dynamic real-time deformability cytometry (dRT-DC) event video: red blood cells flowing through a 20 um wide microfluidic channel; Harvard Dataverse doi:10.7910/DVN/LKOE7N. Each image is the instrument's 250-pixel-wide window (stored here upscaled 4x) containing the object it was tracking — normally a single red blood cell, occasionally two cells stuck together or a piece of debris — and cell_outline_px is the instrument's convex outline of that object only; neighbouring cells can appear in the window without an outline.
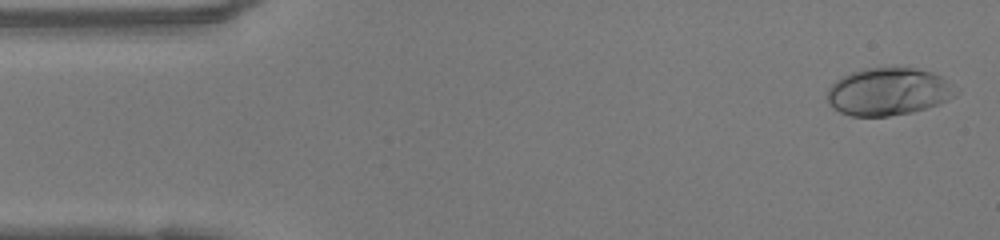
{"species": "human", "species_latin": "Homo sapiens", "temperature_condition": "warm", "stored_images_in_passage": 47, "camera_frame_rate_fps": 3000, "um_per_image_px": 0.085, "donor": {"sex": "female"}, "frame": {"image": 1, "passage_image": 1, "time_ms": 0.0, "image_size_px": [1000, 240], "cell_outline_px": [[960, 92], [956, 96], [948, 100], [912, 112], [888, 116], [852, 116], [840, 112], [832, 108], [828, 104], [828, 88], [836, 80], [852, 72], [864, 68], [916, 68], [932, 72], [940, 76]], "centroid_in_image_um": [75.5, 7.79], "position_along_channel_um": 9.5, "area_um2": 35.43}}
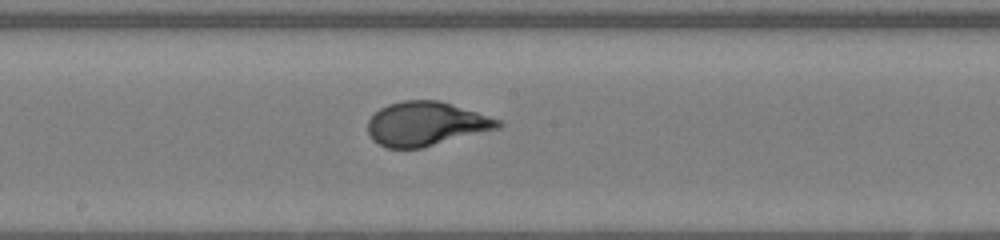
{"frame": {"image": 2, "passage_image": 24, "time_ms": 7.667, "image_size_px": [1000, 240], "cell_outline_px": [[504, 124], [500, 128], [424, 148], [384, 148], [372, 140], [368, 132], [368, 120], [380, 108], [388, 104], [404, 100], [440, 100], [500, 120]], "centroid_in_image_um": [36.2, 10.54], "position_along_channel_um": 212.0, "area_um2": 33.58}}
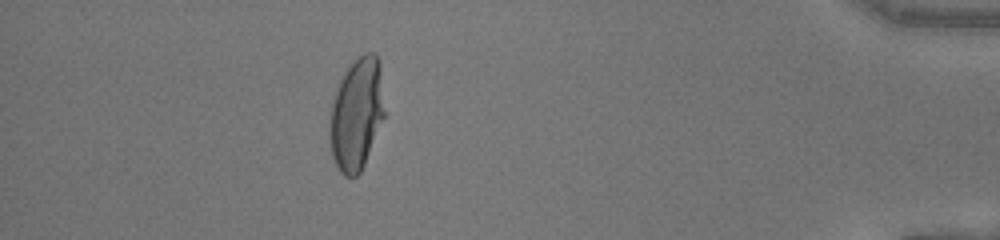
{"frame": {"image": 3, "passage_image": 42, "time_ms": 13.667, "image_size_px": [1000, 240], "cell_outline_px": [[384, 116], [364, 164], [360, 172], [356, 176], [344, 176], [340, 172], [332, 156], [328, 140], [328, 124], [332, 104], [340, 80], [344, 72], [364, 52], [372, 52], [376, 56], [380, 64], [384, 112]], "centroid_in_image_um": [30.28, 9.72], "position_along_channel_um": 404.9, "area_um2": 35.55}, "authors_computed_cell_mechanics": {"area_um2": 33.813, "velocity_mm_per_s": 4.1751, "shape_relaxation_time_tau1_ms": 4.0742, "shape_relaxation_time_tau2_ms": null, "deformation_change_tau1": 0.2232, "deformation_change_tau2": null}}